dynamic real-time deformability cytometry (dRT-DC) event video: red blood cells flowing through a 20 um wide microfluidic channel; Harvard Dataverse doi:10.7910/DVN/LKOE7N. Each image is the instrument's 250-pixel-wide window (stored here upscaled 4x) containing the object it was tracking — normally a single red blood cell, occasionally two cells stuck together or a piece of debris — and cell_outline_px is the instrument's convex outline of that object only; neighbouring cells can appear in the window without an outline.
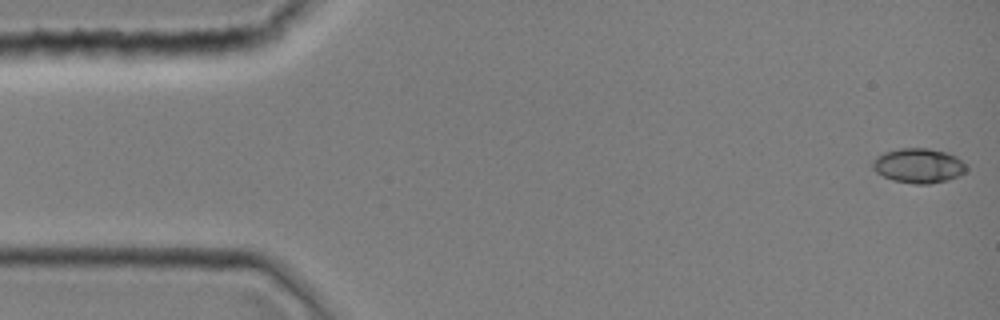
{"species": "common noctule bat (a hibernating species)", "species_latin": "Nyctalus noctula", "temperature_condition": "room temperature", "stored_images_in_passage": 43, "camera_frame_rate_fps": 3000, "um_per_image_px": 0.085, "animal": {"sex": "female", "body_mass_g": 19.0, "forearm_length_mm": 51.5}, "frame": {"image": 1, "passage_image": 1, "time_ms": 0.0, "image_size_px": [1000, 320], "cell_outline_px": [[968, 168], [960, 176], [948, 180], [928, 184], [916, 184], [892, 180], [876, 172], [872, 168], [872, 160], [876, 156], [884, 152], [900, 148], [928, 148], [948, 152], [956, 156], [968, 164]], "centroid_in_image_um": [78.1, 14.07], "position_along_channel_um": 6.9, "area_um2": 19.25}}
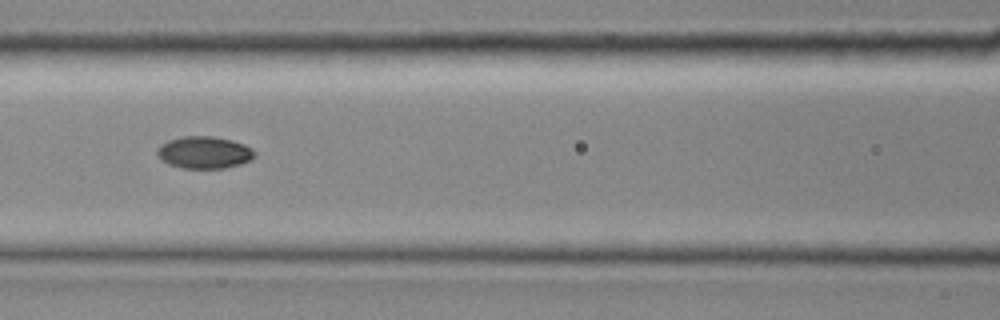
{"frame": {"image": 2, "passage_image": 19, "time_ms": 6.0, "image_size_px": [1000, 320], "cell_outline_px": [[256, 156], [252, 160], [240, 164], [224, 168], [180, 168], [168, 164], [156, 156], [156, 148], [160, 144], [168, 140], [180, 136], [212, 136], [232, 140], [244, 144], [252, 148], [256, 152]], "centroid_in_image_um": [17.34, 12.95], "position_along_channel_um": 149.3, "area_um2": 18.61}}
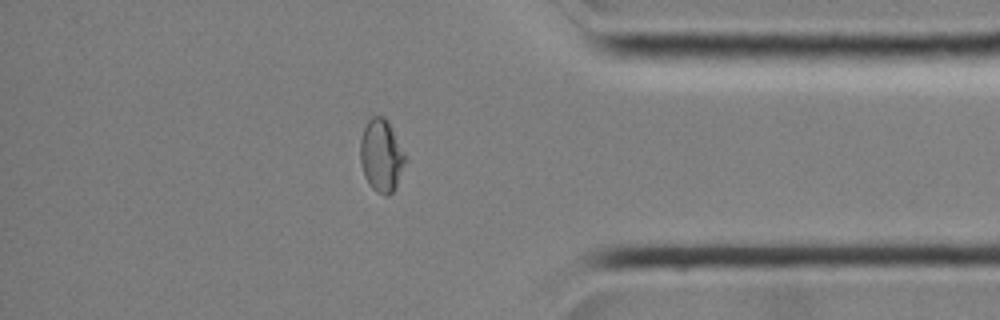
{"frame": {"image": 3, "passage_image": 37, "time_ms": 12.0, "image_size_px": [1000, 320], "cell_outline_px": [[404, 164], [396, 188], [388, 196], [384, 196], [376, 192], [368, 184], [364, 176], [360, 160], [360, 140], [364, 128], [368, 120], [372, 116], [384, 116], [388, 120], [404, 152]], "centroid_in_image_um": [32.39, 13.24], "position_along_channel_um": 402.8, "area_um2": 19.02}}